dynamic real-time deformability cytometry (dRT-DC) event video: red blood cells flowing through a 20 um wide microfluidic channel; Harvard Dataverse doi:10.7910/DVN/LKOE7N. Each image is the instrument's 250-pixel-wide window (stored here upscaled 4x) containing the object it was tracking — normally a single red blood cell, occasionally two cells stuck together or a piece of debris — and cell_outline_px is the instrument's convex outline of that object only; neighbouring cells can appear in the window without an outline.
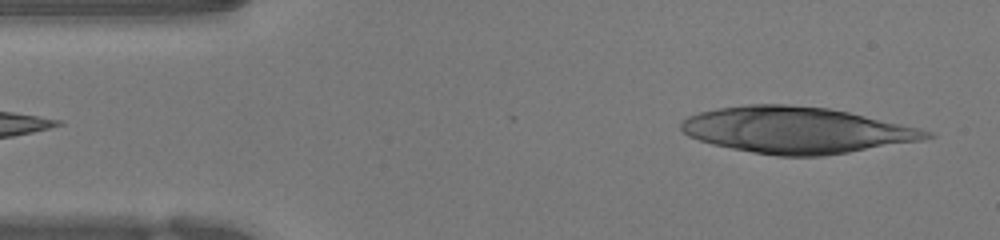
{"species": "human", "species_latin": "Homo sapiens", "temperature_condition": "warm", "stored_images_in_passage": 46, "camera_frame_rate_fps": 3000, "um_per_image_px": 0.085, "donor": {"sex": "female"}, "frame": {"image": 1, "passage_image": 1, "time_ms": 0.0, "image_size_px": [1000, 240], "cell_outline_px": [[936, 136], [924, 140], [824, 156], [776, 156], [752, 152], [712, 144], [688, 136], [680, 128], [680, 124], [688, 116], [700, 112], [716, 108], [744, 104], [788, 104], [828, 108], [848, 112], [920, 128], [932, 132]], "centroid_in_image_um": [67.7, 11.06], "position_along_channel_um": 17.3, "area_um2": 66.24}}